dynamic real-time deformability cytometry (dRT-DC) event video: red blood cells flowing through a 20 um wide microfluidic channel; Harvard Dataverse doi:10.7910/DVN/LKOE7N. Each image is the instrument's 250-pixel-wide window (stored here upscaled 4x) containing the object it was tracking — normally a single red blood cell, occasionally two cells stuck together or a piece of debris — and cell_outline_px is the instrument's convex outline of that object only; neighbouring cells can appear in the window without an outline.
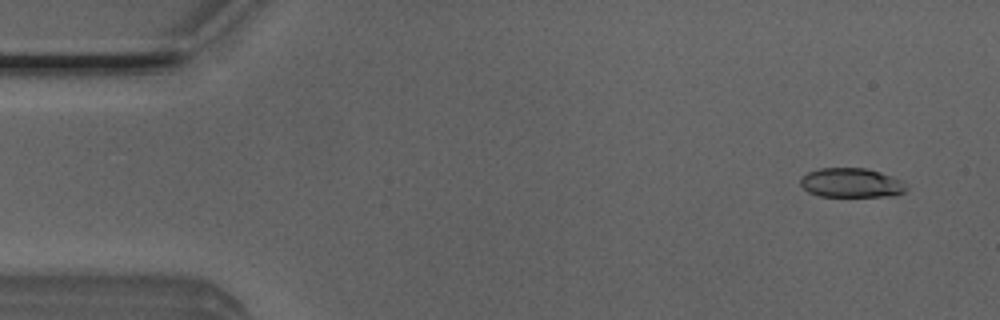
{"species": "Egyptian fruit bat (a non-hibernating species)", "species_latin": "Rousettus aegyptiacus", "temperature_condition": "room temperature", "stored_images_in_passage": 50, "camera_frame_rate_fps": 3000, "um_per_image_px": 0.085, "animal": {"sex": "male"}, "frame": {"image": 1, "passage_image": 3, "time_ms": 0.667, "image_size_px": [1000, 320], "cell_outline_px": [[908, 188], [904, 192], [896, 196], [820, 196], [808, 192], [800, 184], [800, 176], [808, 172], [820, 168], [868, 168], [880, 172], [900, 180]], "centroid_in_image_um": [72.34, 15.54], "position_along_channel_um": 12.7, "area_um2": 18.15}}
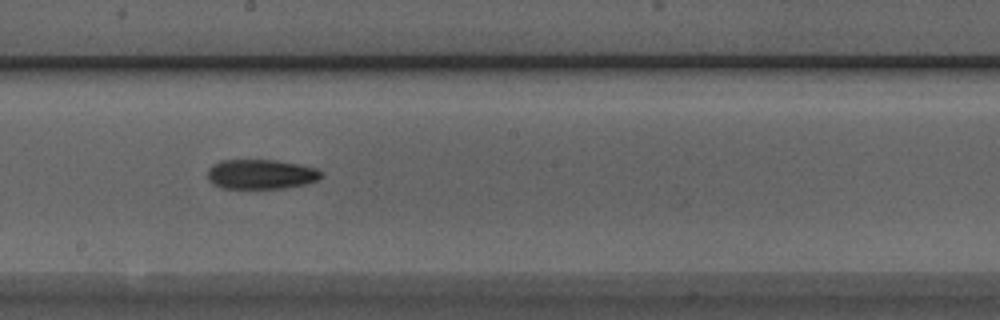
{"frame": {"image": 2, "passage_image": 27, "time_ms": 8.667, "image_size_px": [1000, 320], "cell_outline_px": [[320, 176], [316, 180], [304, 184], [280, 188], [220, 188], [212, 184], [208, 180], [208, 168], [212, 164], [220, 160], [276, 160], [316, 168], [320, 172]], "centroid_in_image_um": [22.09, 14.8], "position_along_channel_um": 226.1, "area_um2": 19.48}}
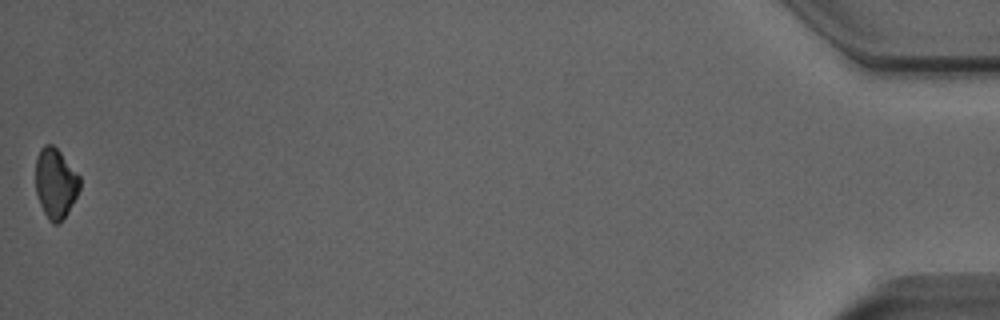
{"frame": {"image": 3, "passage_image": 50, "time_ms": 16.333, "image_size_px": [1000, 320], "cell_outline_px": [[80, 188], [68, 212], [56, 224], [52, 224], [48, 220], [40, 204], [36, 192], [36, 156], [40, 148], [44, 144], [52, 144], [60, 152], [80, 176]], "centroid_in_image_um": [4.71, 15.56], "position_along_channel_um": 430.5, "area_um2": 17.92}}